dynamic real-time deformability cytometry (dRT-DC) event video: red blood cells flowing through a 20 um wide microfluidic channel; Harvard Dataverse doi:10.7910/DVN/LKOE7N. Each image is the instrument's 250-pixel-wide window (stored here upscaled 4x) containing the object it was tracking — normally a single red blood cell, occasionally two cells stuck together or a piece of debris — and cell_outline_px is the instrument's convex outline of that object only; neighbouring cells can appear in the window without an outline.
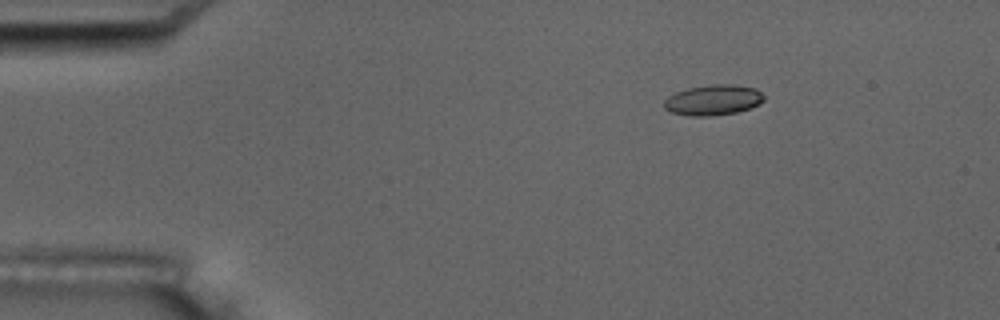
{"species": "common noctule bat (a hibernating species)", "species_latin": "Nyctalus noctula", "temperature_condition": "room temperature", "stored_images_in_passage": 8, "camera_frame_rate_fps": 3000, "um_per_image_px": 0.085, "animal": {"sex": "male", "body_mass_g": 17.5, "forearm_length_mm": 52.3}, "frame": {"image": 1, "passage_image": 1, "time_ms": 0.0, "image_size_px": [1000, 320], "cell_outline_px": [[764, 100], [760, 104], [736, 112], [712, 116], [688, 116], [672, 112], [664, 108], [664, 100], [668, 96], [676, 92], [688, 88], [712, 84], [732, 84], [756, 88], [764, 96]], "centroid_in_image_um": [60.61, 8.5], "position_along_channel_um": 24.4, "area_um2": 17.74}}
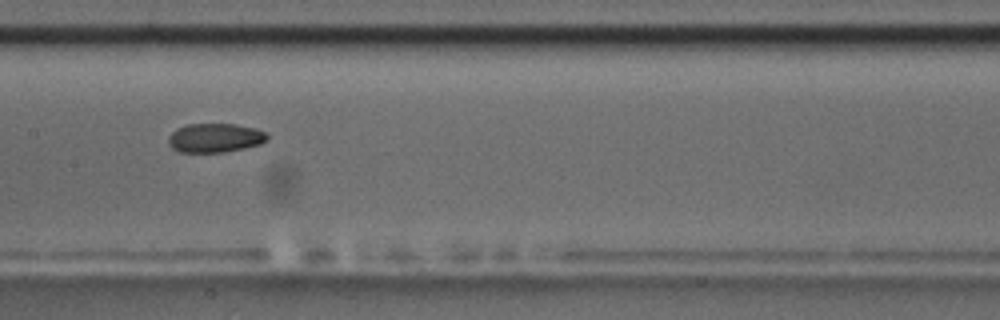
{"frame": {"image": 2, "passage_image": 6, "time_ms": 6.667, "image_size_px": [1000, 320], "cell_outline_px": [[268, 140], [260, 144], [244, 148], [224, 152], [180, 152], [172, 148], [168, 144], [168, 136], [176, 128], [188, 124], [236, 124], [256, 128], [268, 132]], "centroid_in_image_um": [18.29, 11.71], "position_along_channel_um": 189.1, "area_um2": 16.94}}